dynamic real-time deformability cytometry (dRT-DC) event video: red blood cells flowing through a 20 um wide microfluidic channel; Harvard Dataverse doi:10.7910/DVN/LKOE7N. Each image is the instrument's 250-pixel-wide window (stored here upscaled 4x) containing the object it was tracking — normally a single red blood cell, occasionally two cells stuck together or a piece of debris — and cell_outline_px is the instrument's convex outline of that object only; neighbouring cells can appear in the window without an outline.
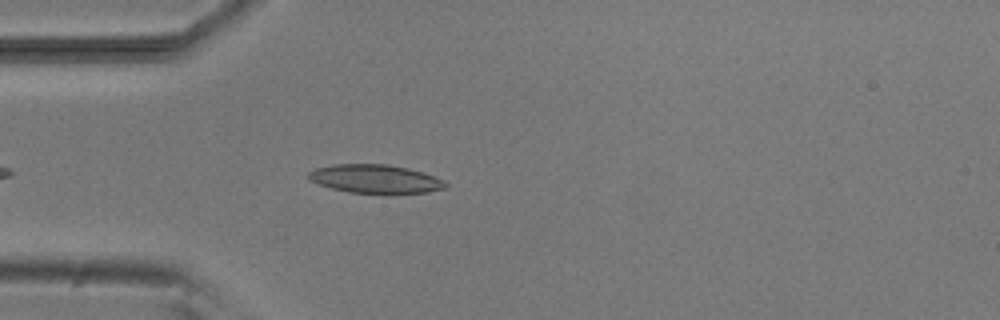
{"species": "common noctule bat (a hibernating species)", "species_latin": "Nyctalus noctula", "temperature_condition": "room temperature", "stored_images_in_passage": 2, "camera_frame_rate_fps": 3000, "um_per_image_px": 0.085, "animal": {"sex": "male", "body_mass_g": 20.5, "forearm_length_mm": 52.5}, "frame": {"image": 1, "passage_image": 2, "time_ms": 1.333, "image_size_px": [1000, 320], "cell_outline_px": [[448, 184], [444, 188], [428, 192], [348, 192], [332, 188], [320, 184], [312, 180], [308, 176], [308, 172], [316, 168], [332, 164], [388, 164], [408, 168], [444, 180]], "centroid_in_image_um": [31.88, 15.18], "position_along_channel_um": 53.1, "area_um2": 22.2}}